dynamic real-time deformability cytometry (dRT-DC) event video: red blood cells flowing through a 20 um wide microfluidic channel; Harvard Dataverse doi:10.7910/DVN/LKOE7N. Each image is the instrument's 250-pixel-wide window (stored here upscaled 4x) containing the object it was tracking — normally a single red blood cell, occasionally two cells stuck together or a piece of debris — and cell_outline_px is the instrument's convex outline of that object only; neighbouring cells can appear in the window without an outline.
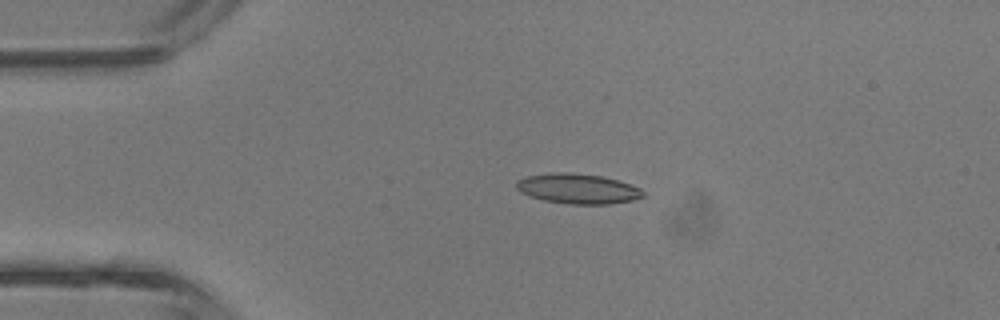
{"species": "common noctule bat (a hibernating species)", "species_latin": "Nyctalus noctula", "temperature_condition": "room temperature", "stored_images_in_passage": 4, "camera_frame_rate_fps": 3000, "um_per_image_px": 0.085, "animal": {"sex": "male", "body_mass_g": 13.3}, "frame": {"image": 1, "passage_image": 2, "time_ms": 0.333, "image_size_px": [1000, 320], "cell_outline_px": [[644, 196], [632, 200], [608, 204], [568, 204], [544, 200], [528, 196], [520, 192], [516, 188], [516, 180], [528, 176], [552, 172], [572, 172], [604, 176], [640, 188], [644, 192]], "centroid_in_image_um": [49.08, 16.03], "position_along_channel_um": 35.9, "area_um2": 22.25}}
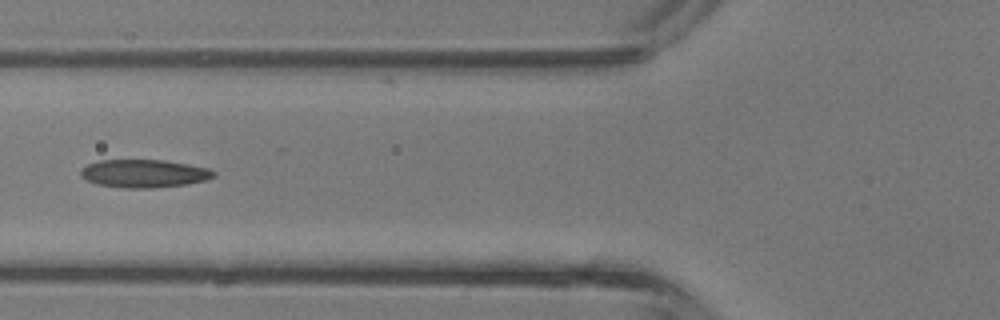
{"frame": {"image": 2, "passage_image": 4, "time_ms": 1.0, "image_size_px": [1000, 320], "cell_outline_px": [[216, 176], [204, 180], [188, 184], [148, 188], [124, 188], [96, 184], [80, 176], [80, 172], [88, 164], [100, 160], [164, 160], [188, 164], [208, 168], [216, 172]], "centroid_in_image_um": [12.26, 14.75], "position_along_channel_um": 113.5, "area_um2": 21.62}}